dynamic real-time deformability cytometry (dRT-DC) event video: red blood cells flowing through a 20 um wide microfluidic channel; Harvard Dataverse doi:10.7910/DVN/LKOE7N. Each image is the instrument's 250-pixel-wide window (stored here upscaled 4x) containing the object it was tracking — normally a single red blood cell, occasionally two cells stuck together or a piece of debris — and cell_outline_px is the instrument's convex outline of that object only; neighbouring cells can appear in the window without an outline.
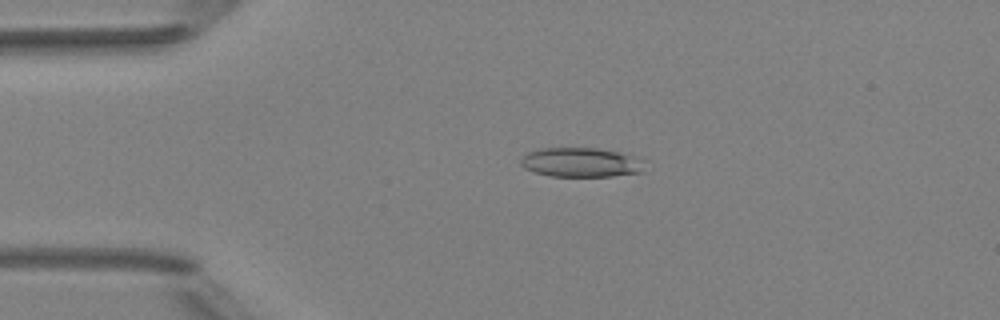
{"species": "Egyptian fruit bat (a non-hibernating species)", "species_latin": "Rousettus aegyptiacus", "temperature_condition": "room temperature", "stored_images_in_passage": 2, "camera_frame_rate_fps": 3000, "um_per_image_px": 0.085, "animal": {"sex": "female"}, "frame": {"image": 1, "passage_image": 1, "time_ms": 0.0, "image_size_px": [1000, 320], "cell_outline_px": [[644, 160], [640, 172], [612, 176], [548, 176], [524, 168], [520, 164], [520, 160], [528, 152], [540, 148], [596, 148], [616, 152]], "centroid_in_image_um": [49.31, 13.8], "position_along_channel_um": 35.7, "area_um2": 20.87}}